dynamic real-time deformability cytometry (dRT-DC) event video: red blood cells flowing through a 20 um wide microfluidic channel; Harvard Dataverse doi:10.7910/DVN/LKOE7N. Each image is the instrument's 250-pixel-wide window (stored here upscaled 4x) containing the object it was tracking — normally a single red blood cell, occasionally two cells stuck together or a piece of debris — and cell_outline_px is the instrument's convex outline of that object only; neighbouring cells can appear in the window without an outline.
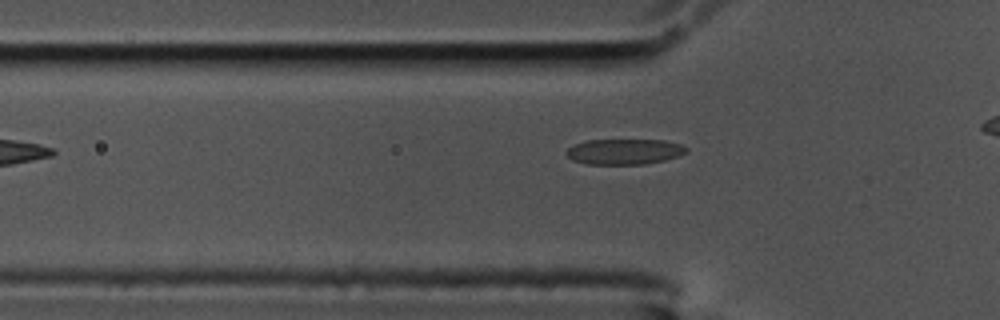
{"species": "common noctule bat (a hibernating species)", "species_latin": "Nyctalus noctula", "temperature_condition": "cold", "stored_images_in_passage": 6, "camera_frame_rate_fps": 3000, "um_per_image_px": 0.085, "animal": {"sex": "male", "body_mass_g": 17.5, "forearm_length_mm": 52.3}, "frame": {"image": 1, "passage_image": 4, "time_ms": 1.0, "image_size_px": [1000, 320], "cell_outline_px": [[688, 152], [664, 160], [644, 164], [588, 164], [572, 160], [564, 152], [568, 148], [584, 140], [664, 140], [680, 144], [688, 148]], "centroid_in_image_um": [53.05, 12.88], "position_along_channel_um": 72.7, "area_um2": 17.8}}